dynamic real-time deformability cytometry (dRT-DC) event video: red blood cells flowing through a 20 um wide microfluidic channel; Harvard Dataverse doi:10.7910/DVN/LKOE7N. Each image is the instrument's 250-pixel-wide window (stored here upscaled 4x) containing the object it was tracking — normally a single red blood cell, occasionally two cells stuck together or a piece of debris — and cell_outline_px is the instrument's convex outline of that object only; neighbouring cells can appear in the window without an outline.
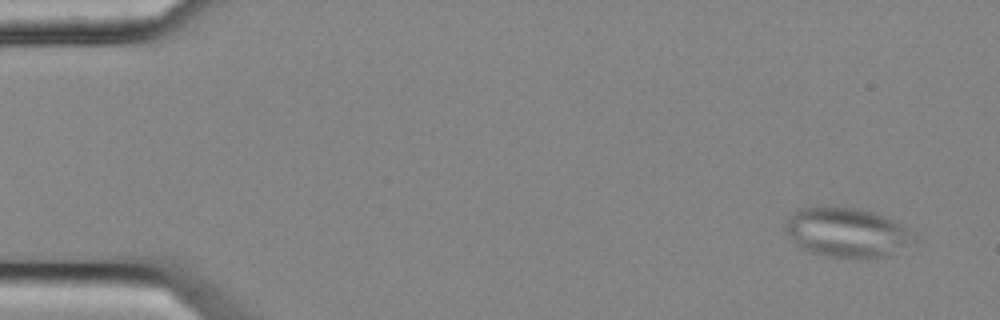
{"species": "common noctule bat (a hibernating species)", "species_latin": "Nyctalus noctula", "temperature_condition": "cold", "stored_images_in_passage": 6, "camera_frame_rate_fps": 3000, "um_per_image_px": 0.085, "animal": {"sex": "female", "body_mass_g": 25.1}, "frame": {"image": 1, "passage_image": 1, "time_ms": 0.0, "image_size_px": [1000, 320], "cell_outline_px": [[916, 232], [904, 244], [884, 256], [828, 256], [812, 252], [796, 244], [792, 240], [784, 228], [788, 220], [796, 212], [804, 208], [856, 208], [872, 212], [884, 216]], "centroid_in_image_um": [71.93, 19.73], "position_along_channel_um": 13.1, "area_um2": 35.03}}